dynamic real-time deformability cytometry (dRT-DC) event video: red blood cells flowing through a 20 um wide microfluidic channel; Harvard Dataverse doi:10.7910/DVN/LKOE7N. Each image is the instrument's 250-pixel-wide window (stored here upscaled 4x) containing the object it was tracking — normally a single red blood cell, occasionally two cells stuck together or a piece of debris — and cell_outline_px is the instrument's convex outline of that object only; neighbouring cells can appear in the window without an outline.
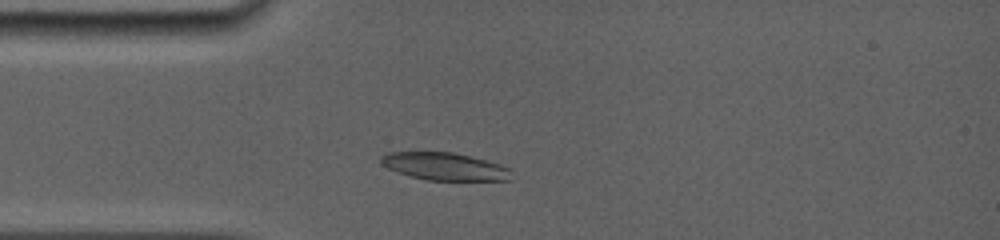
{"species": "common noctule bat (a hibernating species)", "species_latin": "Nyctalus noctula", "temperature_condition": "room temperature", "stored_images_in_passage": 34, "camera_frame_rate_fps": 5000, "um_per_image_px": 0.085, "animal": {"sex": "female", "body_mass_g": 19.0, "forearm_length_mm": 56.7}, "frame": {"image": 1, "passage_image": 5, "time_ms": 2.0, "image_size_px": [1000, 240], "cell_outline_px": [[512, 180], [428, 180], [408, 176], [388, 168], [380, 164], [380, 156], [388, 152], [452, 152], [500, 164], [508, 168]], "centroid_in_image_um": [37.73, 14.15], "position_along_channel_um": 47.3, "area_um2": 20.81}}
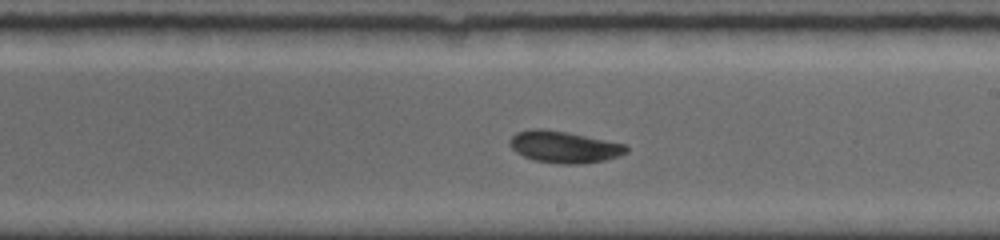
{"frame": {"image": 2, "passage_image": 21, "time_ms": 7.2, "image_size_px": [1000, 240], "cell_outline_px": [[628, 152], [604, 160], [576, 164], [560, 164], [532, 160], [516, 152], [508, 144], [508, 140], [516, 132], [532, 128], [544, 128], [568, 132], [624, 144], [628, 148]], "centroid_in_image_um": [47.88, 12.48], "position_along_channel_um": 241.1, "area_um2": 21.56}}
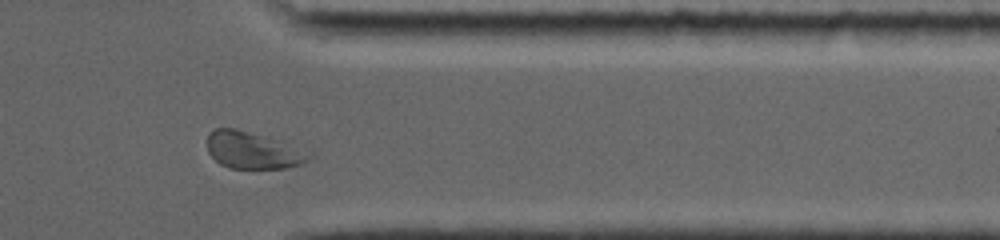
{"frame": {"image": 3, "passage_image": 32, "time_ms": 11.0, "image_size_px": [1000, 240], "cell_outline_px": [[312, 156], [308, 160], [300, 164], [288, 168], [228, 168], [220, 164], [208, 152], [208, 132], [216, 128], [236, 128], [284, 140], [312, 152]], "centroid_in_image_um": [21.55, 12.76], "position_along_channel_um": 389.9, "area_um2": 22.43}, "authors_computed_cell_mechanics": {"area_um2": 21.5305, "velocity_mm_per_s": 3.9024, "shape_relaxation_time_tau1_ms": 3.8675, "shape_relaxation_time_tau2_ms": 3.553, "deformation_change_tau1": 0.115, "deformation_change_tau2": 0.0768}}